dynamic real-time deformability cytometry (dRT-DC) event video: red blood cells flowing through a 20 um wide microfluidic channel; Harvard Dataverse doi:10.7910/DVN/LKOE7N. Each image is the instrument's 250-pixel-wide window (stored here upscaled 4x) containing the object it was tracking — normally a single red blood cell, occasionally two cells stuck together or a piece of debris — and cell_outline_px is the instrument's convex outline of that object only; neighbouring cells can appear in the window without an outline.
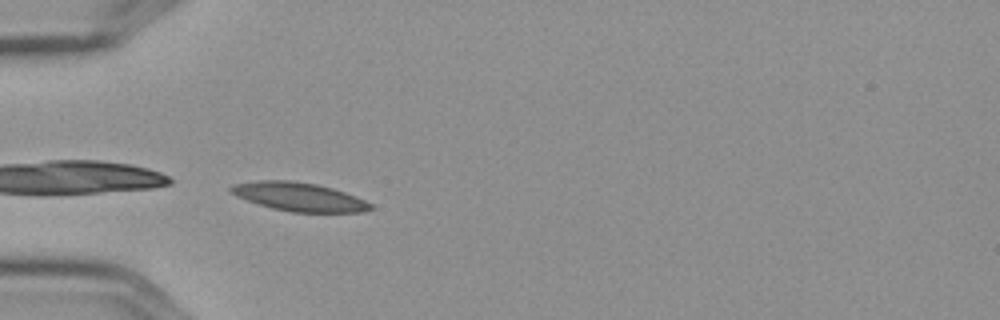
{"species": "Egyptian fruit bat (a non-hibernating species)", "species_latin": "Rousettus aegyptiacus", "temperature_condition": "cold", "stored_images_in_passage": 5, "camera_frame_rate_fps": 3000, "um_per_image_px": 0.085, "frame": {"image": 1, "passage_image": 3, "time_ms": 0.667, "image_size_px": [1000, 320], "cell_outline_px": [[376, 208], [360, 212], [292, 212], [272, 208], [236, 196], [228, 188], [232, 184], [260, 180], [288, 180], [316, 184], [332, 188], [356, 196], [372, 204]], "centroid_in_image_um": [25.44, 16.73], "position_along_channel_um": 59.6, "area_um2": 23.12}}
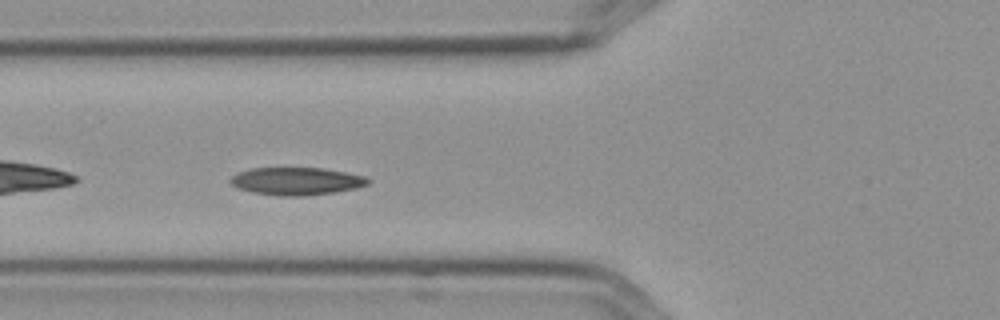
{"frame": {"image": 2, "passage_image": 4, "time_ms": 1.0, "image_size_px": [1000, 320], "cell_outline_px": [[372, 180], [368, 184], [356, 188], [332, 192], [304, 196], [280, 196], [252, 192], [236, 188], [228, 180], [232, 176], [240, 172], [252, 168], [324, 168], [364, 176]], "centroid_in_image_um": [25.18, 15.4], "position_along_channel_um": 100.6, "area_um2": 22.08}}
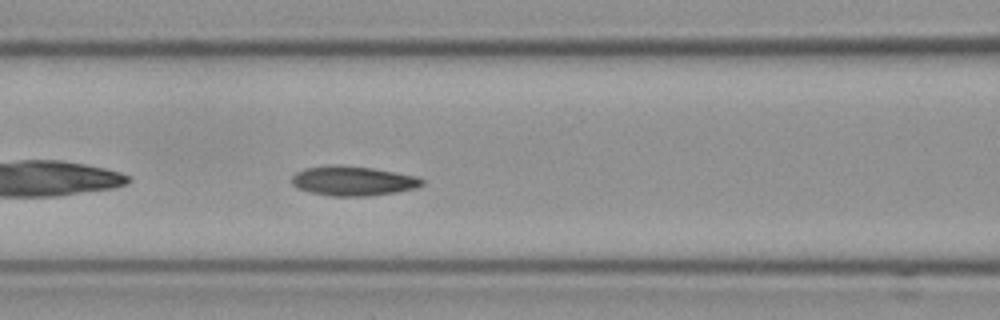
{"frame": {"image": 3, "passage_image": 5, "time_ms": 1.333, "image_size_px": [1000, 320], "cell_outline_px": [[424, 184], [416, 188], [396, 192], [368, 196], [332, 196], [308, 192], [292, 184], [292, 176], [296, 172], [304, 168], [332, 164], [340, 164], [372, 168], [416, 176], [424, 180]], "centroid_in_image_um": [29.99, 15.37], "position_along_channel_um": 136.6, "area_um2": 22.54}}